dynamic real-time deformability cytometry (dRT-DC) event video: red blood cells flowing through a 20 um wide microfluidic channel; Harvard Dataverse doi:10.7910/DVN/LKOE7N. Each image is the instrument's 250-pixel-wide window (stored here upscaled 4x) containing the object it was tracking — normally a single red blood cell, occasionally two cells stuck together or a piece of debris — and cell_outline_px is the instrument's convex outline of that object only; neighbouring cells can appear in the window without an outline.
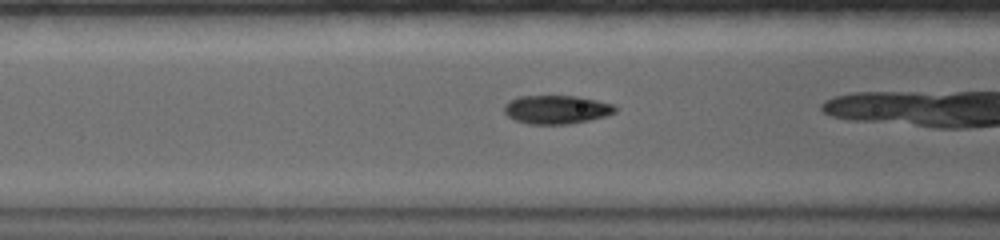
{"species": "common noctule bat (a hibernating species)", "species_latin": "Nyctalus noctula", "temperature_condition": "warm", "stored_images_in_passage": 23, "camera_frame_rate_fps": 5000, "um_per_image_px": 0.085, "animal": {"sex": "female", "body_mass_g": 19.0, "forearm_length_mm": 56.7}, "frame": {"image": 1, "passage_image": 4, "time_ms": 2.0, "image_size_px": [1000, 240], "cell_outline_px": [[616, 112], [604, 116], [588, 120], [568, 124], [528, 124], [516, 120], [508, 116], [504, 112], [504, 104], [508, 100], [516, 96], [580, 96], [612, 104], [616, 108]], "centroid_in_image_um": [47.26, 9.3], "position_along_channel_um": 119.3, "area_um2": 18.5}}
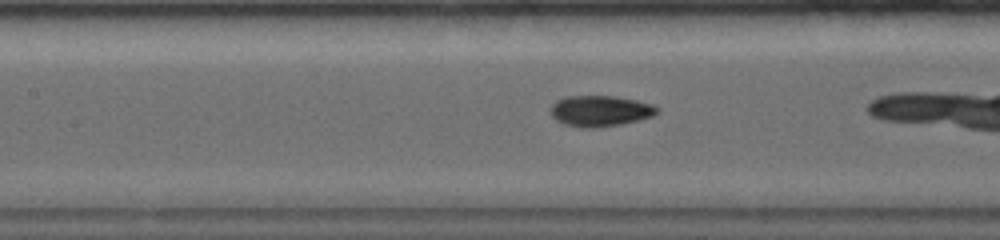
{"frame": {"image": 2, "passage_image": 7, "time_ms": 3.0, "image_size_px": [1000, 240], "cell_outline_px": [[660, 112], [652, 116], [640, 120], [620, 124], [596, 128], [580, 128], [564, 124], [556, 120], [548, 112], [552, 104], [556, 100], [564, 96], [616, 96], [636, 100], [652, 104], [660, 108]], "centroid_in_image_um": [51.0, 9.43], "position_along_channel_um": 156.4, "area_um2": 19.54}}
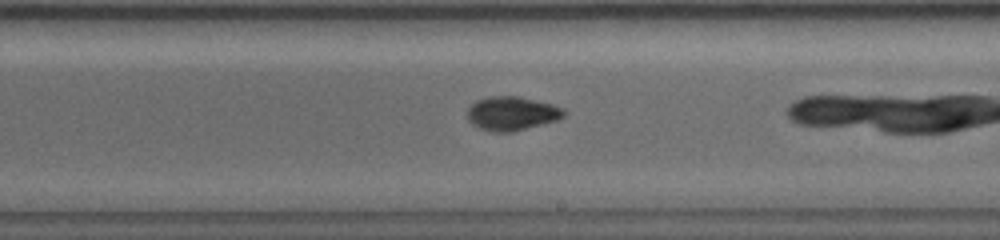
{"frame": {"image": 3, "passage_image": 14, "time_ms": 5.4, "image_size_px": [1000, 240], "cell_outline_px": [[568, 112], [564, 116], [556, 120], [512, 132], [492, 132], [480, 128], [472, 124], [468, 120], [468, 108], [476, 100], [488, 96], [516, 96], [552, 104], [564, 108]], "centroid_in_image_um": [43.5, 9.64], "position_along_channel_um": 245.5, "area_um2": 19.02}, "authors_computed_cell_mechanics": {"area_um2": 18.496, "velocity_mm_per_s": 3.7179, "shape_relaxation_time_tau1_ms": 7.2092, "shape_relaxation_time_tau2_ms": 0.8118, "deformation_change_tau1": 0.2815, "deformation_change_tau2": 0.0408}}